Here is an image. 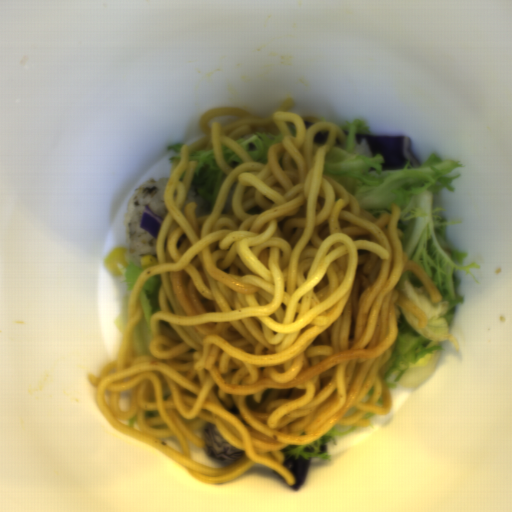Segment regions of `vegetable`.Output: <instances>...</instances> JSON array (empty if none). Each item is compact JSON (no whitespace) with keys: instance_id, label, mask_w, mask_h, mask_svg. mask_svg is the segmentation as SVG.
<instances>
[{"instance_id":"obj_9","label":"vegetable","mask_w":512,"mask_h":512,"mask_svg":"<svg viewBox=\"0 0 512 512\" xmlns=\"http://www.w3.org/2000/svg\"><path fill=\"white\" fill-rule=\"evenodd\" d=\"M126 427L136 431H141L137 413L129 419H126Z\"/></svg>"},{"instance_id":"obj_12","label":"vegetable","mask_w":512,"mask_h":512,"mask_svg":"<svg viewBox=\"0 0 512 512\" xmlns=\"http://www.w3.org/2000/svg\"><path fill=\"white\" fill-rule=\"evenodd\" d=\"M375 415H376V414H374V413H372V412H370V411H369V412H365V414H364V416H363V418H362V419H364V420H368V422H369V424H368V426H367L368 428H372V426H373V424H372V420H373V418H374V416H375Z\"/></svg>"},{"instance_id":"obj_10","label":"vegetable","mask_w":512,"mask_h":512,"mask_svg":"<svg viewBox=\"0 0 512 512\" xmlns=\"http://www.w3.org/2000/svg\"><path fill=\"white\" fill-rule=\"evenodd\" d=\"M302 118L303 121H310V122H313L315 124H318V123H329L327 119H325L324 117H316V116H300Z\"/></svg>"},{"instance_id":"obj_5","label":"vegetable","mask_w":512,"mask_h":512,"mask_svg":"<svg viewBox=\"0 0 512 512\" xmlns=\"http://www.w3.org/2000/svg\"><path fill=\"white\" fill-rule=\"evenodd\" d=\"M359 427L355 426H341L336 425L326 433L310 442L307 445H287L283 449L279 450L283 455L284 459L289 457H303L305 460L310 459H323L325 461L332 460V456L328 453L325 446L326 444L337 445V437L345 436L349 433L356 431Z\"/></svg>"},{"instance_id":"obj_11","label":"vegetable","mask_w":512,"mask_h":512,"mask_svg":"<svg viewBox=\"0 0 512 512\" xmlns=\"http://www.w3.org/2000/svg\"><path fill=\"white\" fill-rule=\"evenodd\" d=\"M286 127H287L289 133L291 134V136L295 137L296 132H297V128H296L295 124L290 121H286Z\"/></svg>"},{"instance_id":"obj_7","label":"vegetable","mask_w":512,"mask_h":512,"mask_svg":"<svg viewBox=\"0 0 512 512\" xmlns=\"http://www.w3.org/2000/svg\"><path fill=\"white\" fill-rule=\"evenodd\" d=\"M222 153H223V159H224L225 163L231 169L236 168L238 165H240L243 162L235 152H233L230 148H228L224 144L222 146Z\"/></svg>"},{"instance_id":"obj_4","label":"vegetable","mask_w":512,"mask_h":512,"mask_svg":"<svg viewBox=\"0 0 512 512\" xmlns=\"http://www.w3.org/2000/svg\"><path fill=\"white\" fill-rule=\"evenodd\" d=\"M250 129L251 131L239 137L235 142L252 161L265 165L269 161V148L273 144L282 142L281 131L274 123L266 126L254 125Z\"/></svg>"},{"instance_id":"obj_6","label":"vegetable","mask_w":512,"mask_h":512,"mask_svg":"<svg viewBox=\"0 0 512 512\" xmlns=\"http://www.w3.org/2000/svg\"><path fill=\"white\" fill-rule=\"evenodd\" d=\"M127 262L128 266L125 268L123 275L127 281L128 288L121 299V312L118 315L116 321V325L123 335L127 325L128 304L130 296L140 272L144 271L142 266H136L132 262L131 258L127 260Z\"/></svg>"},{"instance_id":"obj_3","label":"vegetable","mask_w":512,"mask_h":512,"mask_svg":"<svg viewBox=\"0 0 512 512\" xmlns=\"http://www.w3.org/2000/svg\"><path fill=\"white\" fill-rule=\"evenodd\" d=\"M160 288L161 278L159 274L152 275L146 279L138 297L143 315L142 319L132 328V343L135 356L151 355V319L156 313L162 312L159 304Z\"/></svg>"},{"instance_id":"obj_2","label":"vegetable","mask_w":512,"mask_h":512,"mask_svg":"<svg viewBox=\"0 0 512 512\" xmlns=\"http://www.w3.org/2000/svg\"><path fill=\"white\" fill-rule=\"evenodd\" d=\"M196 166L189 185L206 201L210 216L223 188L226 175L218 166L211 149H196L189 155Z\"/></svg>"},{"instance_id":"obj_14","label":"vegetable","mask_w":512,"mask_h":512,"mask_svg":"<svg viewBox=\"0 0 512 512\" xmlns=\"http://www.w3.org/2000/svg\"><path fill=\"white\" fill-rule=\"evenodd\" d=\"M382 404H383V397L382 395L377 399L375 405H377L378 407H382Z\"/></svg>"},{"instance_id":"obj_1","label":"vegetable","mask_w":512,"mask_h":512,"mask_svg":"<svg viewBox=\"0 0 512 512\" xmlns=\"http://www.w3.org/2000/svg\"><path fill=\"white\" fill-rule=\"evenodd\" d=\"M340 129L348 134L343 146L333 145L326 153L322 174L346 189L376 220L382 214H392V204L399 205L396 228L402 234L403 252L429 277L442 298L433 303L423 283L409 270L398 280L396 288L424 312L426 325L418 327L417 318L395 306L397 333L383 372L388 390L414 389L434 373L443 351L440 341H452L455 349H460L449 333L458 307L465 301L459 294L462 281L456 271L466 272L480 283L472 272L481 270L480 265L464 264L469 252L456 249L447 239L448 226L458 225L461 220L438 217L445 208H432L441 190L454 191L453 183L463 165L433 152L417 168L407 159L404 168L383 170L382 154L372 156L364 138L356 142V134H372L363 119Z\"/></svg>"},{"instance_id":"obj_13","label":"vegetable","mask_w":512,"mask_h":512,"mask_svg":"<svg viewBox=\"0 0 512 512\" xmlns=\"http://www.w3.org/2000/svg\"><path fill=\"white\" fill-rule=\"evenodd\" d=\"M373 392H374V385L368 390V392L365 394V396L362 398V400L360 402H368L369 400H371L372 396H373Z\"/></svg>"},{"instance_id":"obj_8","label":"vegetable","mask_w":512,"mask_h":512,"mask_svg":"<svg viewBox=\"0 0 512 512\" xmlns=\"http://www.w3.org/2000/svg\"><path fill=\"white\" fill-rule=\"evenodd\" d=\"M184 145H186V144L175 143V144L169 145L168 150L172 152V155L169 158V161H170V164L172 167L174 165L175 160L181 159L182 150H183Z\"/></svg>"}]
</instances>
